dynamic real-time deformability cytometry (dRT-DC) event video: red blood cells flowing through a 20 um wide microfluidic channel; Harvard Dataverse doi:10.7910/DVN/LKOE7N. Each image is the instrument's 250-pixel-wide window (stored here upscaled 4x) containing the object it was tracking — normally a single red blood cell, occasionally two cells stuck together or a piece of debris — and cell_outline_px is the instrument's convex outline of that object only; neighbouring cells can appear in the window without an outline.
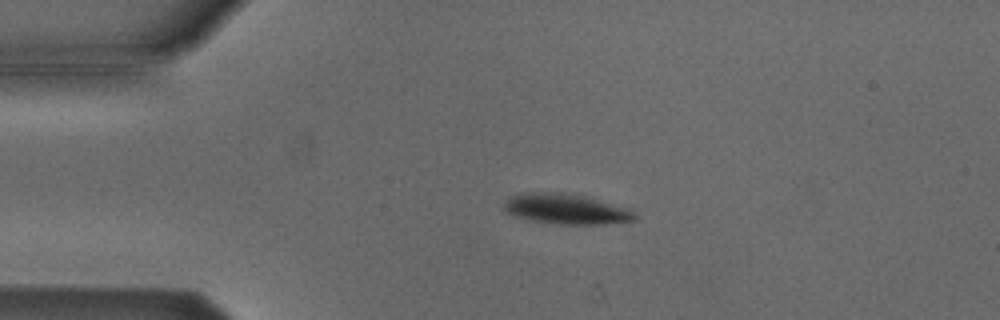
{"species": "Egyptian fruit bat (a non-hibernating species)", "species_latin": "Rousettus aegyptiacus", "temperature_condition": "cold", "stored_images_in_passage": 45, "camera_frame_rate_fps": 3000, "um_per_image_px": 0.085, "animal": {"sex": "male"}, "frame": {"image": 1, "passage_image": 3, "time_ms": 0.667, "image_size_px": [1000, 320], "cell_outline_px": [[636, 220], [604, 224], [560, 224], [532, 220], [516, 216], [504, 212], [504, 200], [508, 196], [520, 192], [556, 192], [584, 196], [632, 208], [636, 216]], "centroid_in_image_um": [48.1, 17.75], "position_along_channel_um": 36.9, "area_um2": 23.29}}
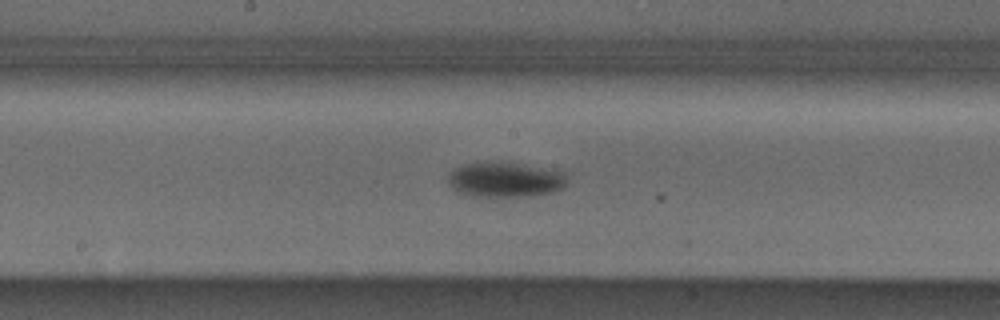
{"frame": {"image": 2, "passage_image": 19, "time_ms": 6.0, "image_size_px": [1000, 320], "cell_outline_px": [[568, 180], [560, 188], [548, 192], [520, 196], [472, 196], [456, 192], [448, 184], [448, 176], [456, 168], [464, 164], [516, 164], [568, 172]], "centroid_in_image_um": [42.92, 15.3], "position_along_channel_um": 205.3, "area_um2": 23.35}}
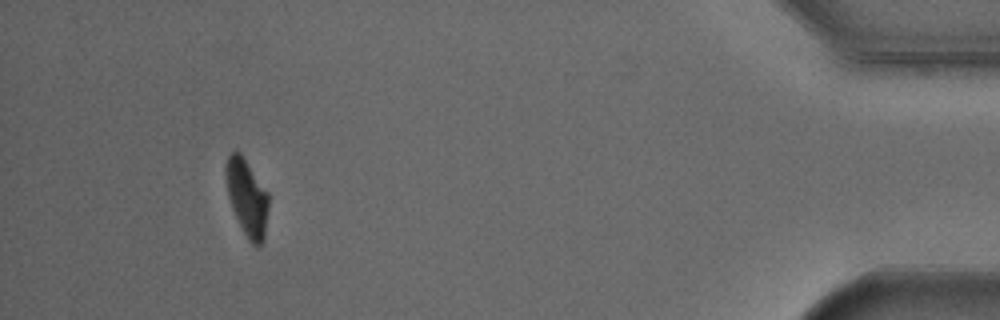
{"frame": {"image": 3, "passage_image": 41, "time_ms": 13.333, "image_size_px": [1000, 320], "cell_outline_px": [[268, 208], [264, 240], [256, 248], [248, 240], [240, 228], [232, 208], [228, 196], [224, 176], [224, 164], [228, 156], [232, 152], [240, 152], [268, 192]], "centroid_in_image_um": [20.97, 16.81], "position_along_channel_um": 414.2, "area_um2": 19.36}, "authors_computed_cell_mechanics": {"area_um2": 23.2934, "velocity_mm_per_s": 3.7937, "shape_relaxation_time_tau1_ms": 2.2112, "shape_relaxation_time_tau2_ms": null, "deformation_change_tau1": 0.0779, "deformation_change_tau2": null}}